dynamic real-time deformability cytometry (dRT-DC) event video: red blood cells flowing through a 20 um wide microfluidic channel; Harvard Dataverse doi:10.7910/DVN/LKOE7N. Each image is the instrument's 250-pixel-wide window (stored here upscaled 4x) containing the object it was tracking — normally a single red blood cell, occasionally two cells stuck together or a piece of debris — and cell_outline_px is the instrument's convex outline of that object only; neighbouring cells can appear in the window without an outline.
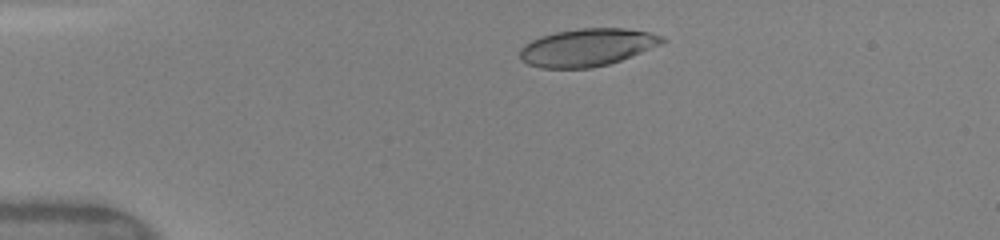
{"species": "human", "species_latin": "Homo sapiens", "temperature_condition": "warm", "stored_images_in_passage": 10, "camera_frame_rate_fps": 3000, "um_per_image_px": 0.085, "donor": {"sex": "female"}, "frame": {"image": 1, "passage_image": 4, "time_ms": 1.667, "image_size_px": [1000, 240], "cell_outline_px": [[668, 40], [660, 44], [620, 60], [608, 64], [592, 68], [540, 68], [528, 64], [520, 60], [520, 48], [524, 44], [540, 36], [556, 32], [580, 28], [624, 28], [648, 32], [664, 36]], "centroid_in_image_um": [49.88, 4.03], "position_along_channel_um": 35.1, "area_um2": 31.1}}